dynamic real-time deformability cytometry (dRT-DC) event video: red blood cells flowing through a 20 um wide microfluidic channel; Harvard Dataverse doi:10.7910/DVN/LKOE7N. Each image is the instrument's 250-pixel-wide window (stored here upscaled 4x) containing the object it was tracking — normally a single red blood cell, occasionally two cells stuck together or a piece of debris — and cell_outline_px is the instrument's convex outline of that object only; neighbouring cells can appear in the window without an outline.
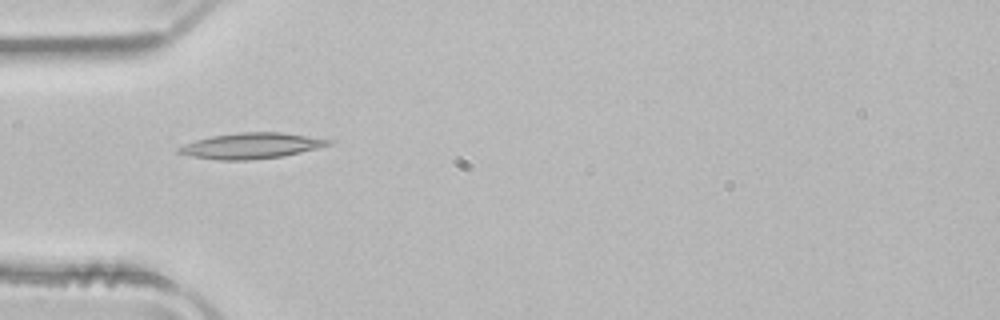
{"species": "common noctule bat (a hibernating species)", "species_latin": "Nyctalus noctula", "temperature_condition": "room temperature", "stored_images_in_passage": 36, "camera_frame_rate_fps": 3000, "um_per_image_px": 0.085, "animal": {"sex": "male", "body_mass_g": 21.5, "forearm_length_mm": 52.0}, "frame": {"image": 1, "passage_image": 1, "time_ms": 0.0, "image_size_px": [1000, 320], "cell_outline_px": [[332, 144], [284, 156], [248, 160], [216, 160], [192, 156], [176, 152], [176, 148], [184, 144], [196, 140], [212, 136], [240, 132], [284, 132], [332, 140]], "centroid_in_image_um": [21.34, 12.39], "position_along_channel_um": 63.7, "area_um2": 22.37}}
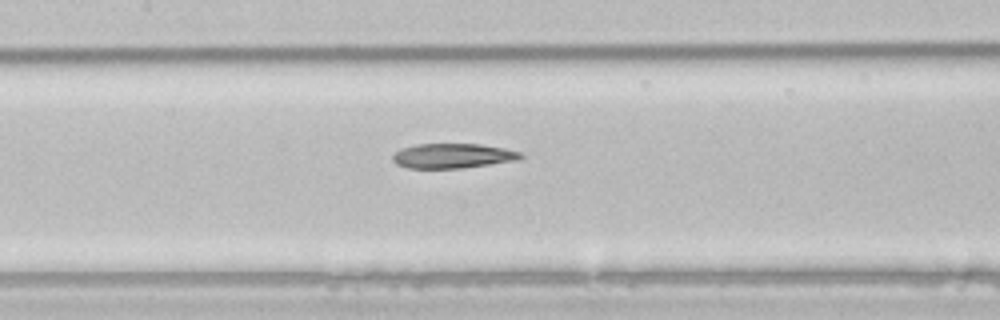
{"frame": {"image": 2, "passage_image": 9, "time_ms": 2.667, "image_size_px": [1000, 320], "cell_outline_px": [[524, 156], [520, 160], [460, 168], [408, 168], [396, 164], [392, 160], [392, 156], [396, 152], [404, 148], [416, 144], [480, 144], [504, 148], [520, 152]], "centroid_in_image_um": [38.5, 13.25], "position_along_channel_um": 168.9, "area_um2": 18.38}}
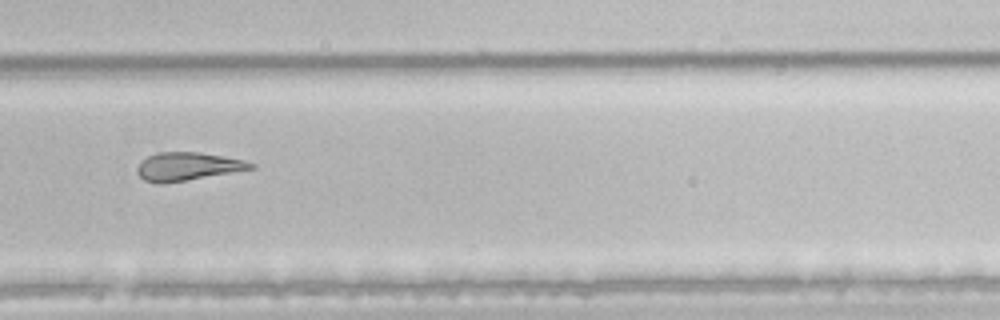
{"frame": {"image": 3, "passage_image": 20, "time_ms": 6.333, "image_size_px": [1000, 320], "cell_outline_px": [[256, 168], [184, 180], [144, 180], [136, 172], [136, 168], [148, 156], [160, 152], [200, 152], [224, 156], [244, 160], [256, 164]], "centroid_in_image_um": [16.03, 14.1], "position_along_channel_um": 313.8, "area_um2": 17.8}, "authors_computed_cell_mechanics": {"area_um2": 19.6809, "velocity_mm_per_s": 3.9779, "shape_relaxation_time_tau1_ms": 8.5384, "shape_relaxation_time_tau2_ms": 4.2285, "deformation_change_tau1": 0.2122, "deformation_change_tau2": 0.1284}}